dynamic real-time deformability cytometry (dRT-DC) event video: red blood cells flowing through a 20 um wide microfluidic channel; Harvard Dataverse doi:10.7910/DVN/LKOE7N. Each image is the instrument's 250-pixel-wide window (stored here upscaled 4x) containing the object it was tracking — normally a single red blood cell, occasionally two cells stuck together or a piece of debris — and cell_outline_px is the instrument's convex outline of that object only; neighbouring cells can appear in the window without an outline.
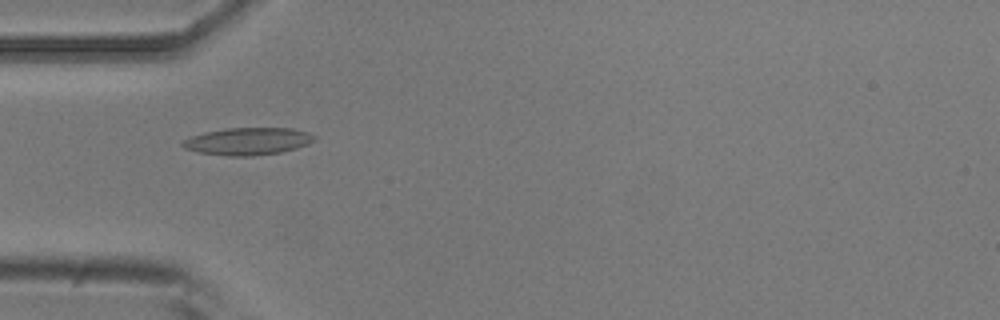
{"species": "common noctule bat (a hibernating species)", "species_latin": "Nyctalus noctula", "temperature_condition": "room temperature", "stored_images_in_passage": 4, "camera_frame_rate_fps": 3000, "um_per_image_px": 0.085, "animal": {"sex": "male", "body_mass_g": 20.5, "forearm_length_mm": 52.5}, "frame": {"image": 1, "passage_image": 3, "time_ms": 2.333, "image_size_px": [1000, 320], "cell_outline_px": [[316, 140], [308, 144], [296, 148], [280, 152], [252, 156], [228, 156], [196, 152], [184, 148], [180, 144], [184, 140], [192, 136], [204, 132], [224, 128], [292, 128], [308, 132], [316, 136]], "centroid_in_image_um": [21.06, 12.0], "position_along_channel_um": 63.9, "area_um2": 21.1}}
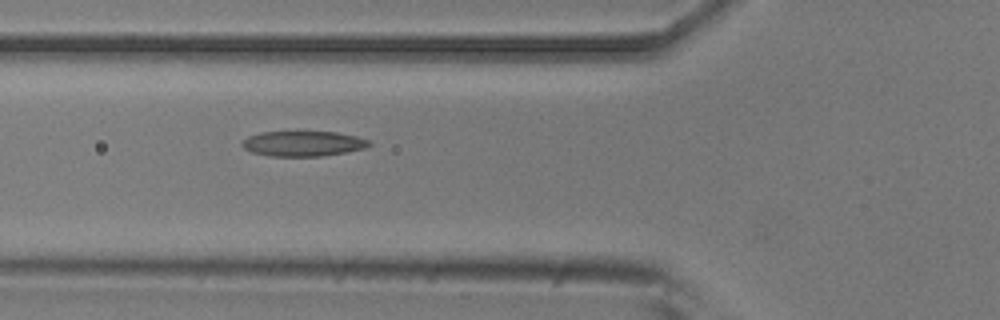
{"frame": {"image": 2, "passage_image": 4, "time_ms": 3.333, "image_size_px": [1000, 320], "cell_outline_px": [[372, 144], [364, 148], [344, 152], [320, 156], [268, 156], [252, 152], [244, 148], [240, 144], [248, 136], [260, 132], [336, 132], [356, 136], [368, 140]], "centroid_in_image_um": [25.73, 12.2], "position_along_channel_um": 100.1, "area_um2": 18.5}}